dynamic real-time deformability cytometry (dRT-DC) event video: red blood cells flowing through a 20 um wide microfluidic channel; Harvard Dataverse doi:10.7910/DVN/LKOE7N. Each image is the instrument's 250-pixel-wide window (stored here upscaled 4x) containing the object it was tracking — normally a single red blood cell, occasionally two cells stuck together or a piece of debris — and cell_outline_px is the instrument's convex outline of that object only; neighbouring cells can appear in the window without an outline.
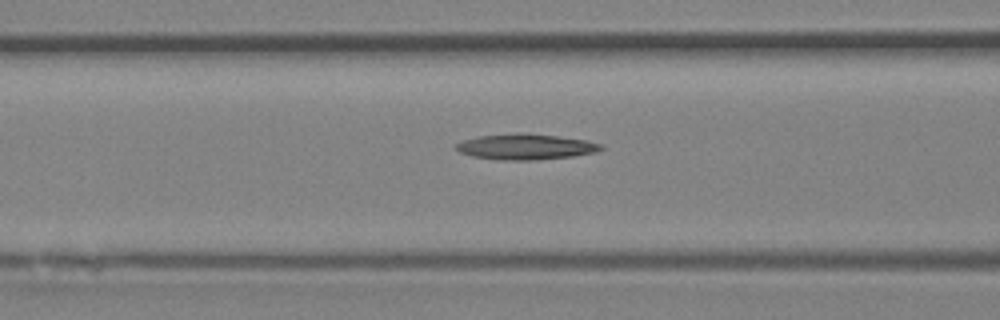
{"species": "Egyptian fruit bat (a non-hibernating species)", "species_latin": "Rousettus aegyptiacus", "temperature_condition": "room temperature", "stored_images_in_passage": 7, "camera_frame_rate_fps": 3000, "um_per_image_px": 0.085, "animal": {"sex": "female"}, "frame": {"image": 1, "passage_image": 5, "time_ms": 1.333, "image_size_px": [1000, 320], "cell_outline_px": [[604, 148], [596, 152], [572, 156], [532, 160], [496, 160], [472, 156], [460, 152], [456, 148], [456, 144], [464, 140], [480, 136], [528, 132], [584, 140], [600, 144]], "centroid_in_image_um": [44.67, 12.48], "position_along_channel_um": 121.9, "area_um2": 21.44}}